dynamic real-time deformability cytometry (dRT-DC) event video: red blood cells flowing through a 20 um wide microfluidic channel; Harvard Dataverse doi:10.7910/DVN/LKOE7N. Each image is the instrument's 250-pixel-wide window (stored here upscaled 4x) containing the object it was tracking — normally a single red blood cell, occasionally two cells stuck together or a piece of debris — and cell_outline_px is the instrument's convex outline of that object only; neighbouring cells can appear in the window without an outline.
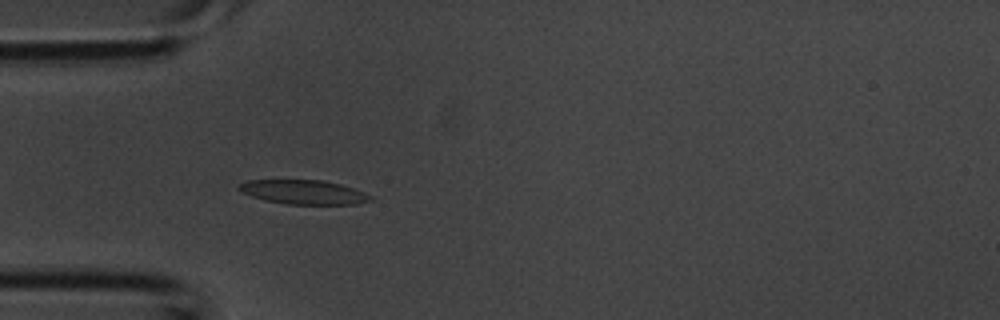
{"species": "common noctule bat (a hibernating species)", "species_latin": "Nyctalus noctula", "temperature_condition": "room temperature", "stored_images_in_passage": 3, "camera_frame_rate_fps": 3000, "um_per_image_px": 0.085, "animal": {"sex": "male", "body_mass_g": 20.1, "forearm_length_mm": 53.5}, "frame": {"image": 1, "passage_image": 3, "time_ms": 0.667, "image_size_px": [1000, 320], "cell_outline_px": [[372, 200], [356, 204], [288, 204], [264, 200], [240, 192], [236, 188], [240, 184], [248, 180], [324, 180], [340, 184], [364, 192], [372, 196]], "centroid_in_image_um": [25.79, 16.32], "position_along_channel_um": 59.2, "area_um2": 18.5}}